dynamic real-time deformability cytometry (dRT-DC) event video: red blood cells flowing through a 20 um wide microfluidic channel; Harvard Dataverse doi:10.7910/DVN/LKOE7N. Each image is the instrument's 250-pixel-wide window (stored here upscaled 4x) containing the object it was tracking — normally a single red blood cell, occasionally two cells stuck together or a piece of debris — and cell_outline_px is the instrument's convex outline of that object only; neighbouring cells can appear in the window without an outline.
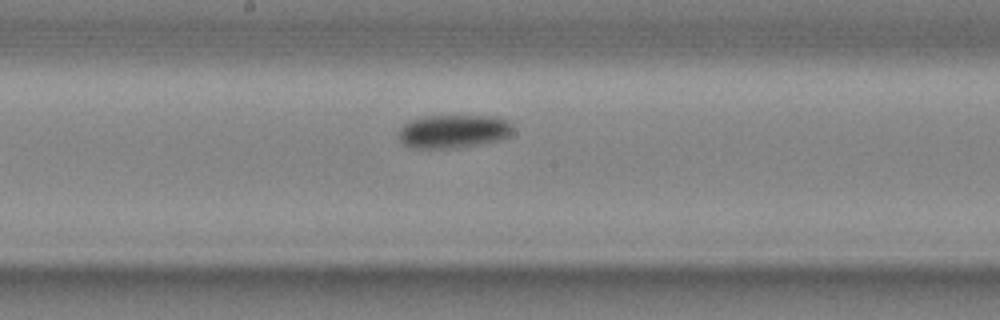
{"species": "common noctule bat (a hibernating species)", "species_latin": "Nyctalus noctula", "temperature_condition": "cold", "stored_images_in_passage": 9, "camera_frame_rate_fps": 3000, "um_per_image_px": 0.085, "animal": {"sex": "male", "body_mass_g": 20.4}, "frame": {"image": 1, "passage_image": 9, "time_ms": 2.667, "image_size_px": [1000, 320], "cell_outline_px": [[512, 132], [508, 136], [500, 140], [456, 148], [408, 148], [400, 140], [400, 128], [408, 120], [428, 116], [496, 116], [508, 120], [512, 124]], "centroid_in_image_um": [38.55, 11.16], "position_along_channel_um": 209.7, "area_um2": 22.31}}